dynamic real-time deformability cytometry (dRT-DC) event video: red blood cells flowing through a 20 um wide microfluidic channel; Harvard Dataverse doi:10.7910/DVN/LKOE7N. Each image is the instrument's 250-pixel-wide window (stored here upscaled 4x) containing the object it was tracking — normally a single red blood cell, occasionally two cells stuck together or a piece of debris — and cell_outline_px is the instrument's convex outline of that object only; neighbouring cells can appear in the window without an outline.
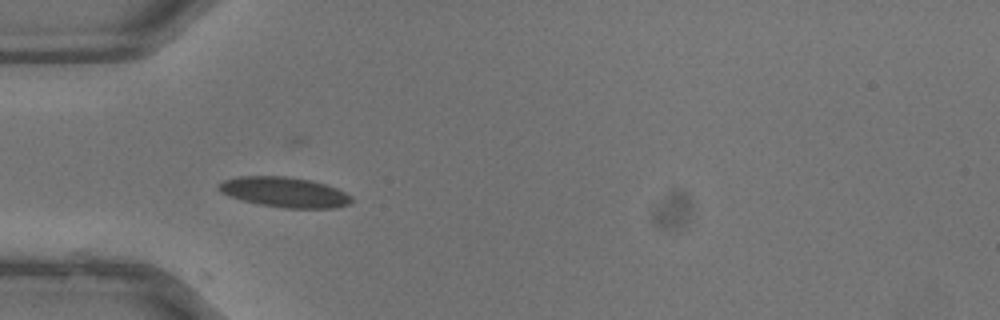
{"species": "common noctule bat (a hibernating species)", "species_latin": "Nyctalus noctula", "temperature_condition": "warm", "stored_images_in_passage": 5, "camera_frame_rate_fps": 3000, "um_per_image_px": 0.085, "animal": {"sex": "male", "body_mass_g": 13.3}, "frame": {"image": 1, "passage_image": 1, "time_ms": 0.0, "image_size_px": [1000, 320], "cell_outline_px": [[352, 200], [348, 204], [336, 208], [284, 208], [260, 204], [244, 200], [220, 192], [216, 188], [216, 184], [224, 180], [236, 176], [284, 176], [312, 180], [336, 188], [352, 196]], "centroid_in_image_um": [24.16, 16.32], "position_along_channel_um": 60.8, "area_um2": 23.29}}